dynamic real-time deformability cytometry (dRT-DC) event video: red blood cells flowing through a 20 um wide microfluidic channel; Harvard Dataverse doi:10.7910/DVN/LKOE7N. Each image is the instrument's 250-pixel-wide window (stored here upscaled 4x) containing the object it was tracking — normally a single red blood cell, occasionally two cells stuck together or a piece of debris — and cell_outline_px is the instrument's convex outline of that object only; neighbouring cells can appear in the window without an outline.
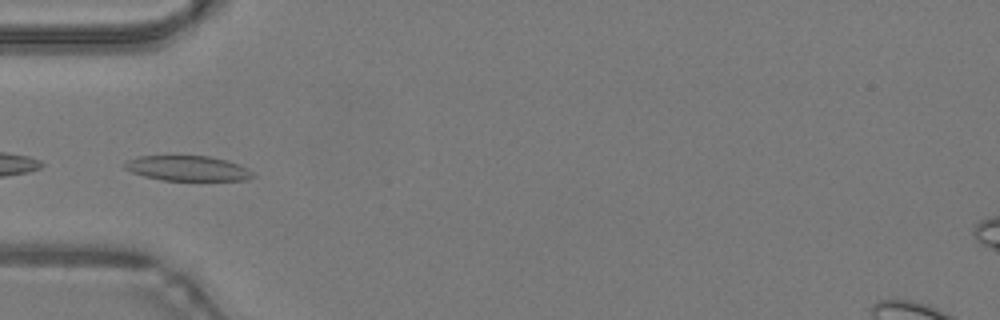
{"species": "common noctule bat (a hibernating species)", "species_latin": "Nyctalus noctula", "temperature_condition": "warm", "stored_images_in_passage": 8, "camera_frame_rate_fps": 3000, "um_per_image_px": 0.085, "animal": {"sex": "male", "body_mass_g": 19.2, "forearm_length_mm": 51.8}, "frame": {"image": 1, "passage_image": 6, "time_ms": 1.667, "image_size_px": [1000, 320], "cell_outline_px": [[256, 176], [248, 180], [164, 180], [144, 176], [132, 172], [124, 168], [124, 164], [128, 160], [140, 156], [208, 156], [228, 160], [252, 172]], "centroid_in_image_um": [15.94, 14.31], "position_along_channel_um": 69.1, "area_um2": 18.5}}